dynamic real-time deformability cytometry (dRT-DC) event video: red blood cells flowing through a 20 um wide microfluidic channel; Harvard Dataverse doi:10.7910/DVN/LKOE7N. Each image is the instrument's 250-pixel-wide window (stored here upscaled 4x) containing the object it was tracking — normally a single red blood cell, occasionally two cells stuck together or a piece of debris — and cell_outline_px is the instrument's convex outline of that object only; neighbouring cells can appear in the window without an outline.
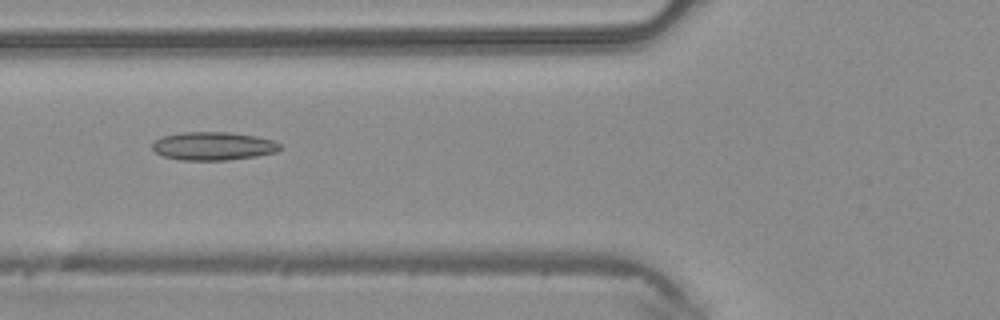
{"species": "common noctule bat (a hibernating species)", "species_latin": "Nyctalus noctula", "temperature_condition": "warm", "stored_images_in_passage": 35, "camera_frame_rate_fps": 3000, "um_per_image_px": 0.085, "animal": {"sex": "male", "body_mass_g": 20.4}, "frame": {"image": 1, "passage_image": 6, "time_ms": 1.667, "image_size_px": [1000, 320], "cell_outline_px": [[280, 148], [276, 152], [256, 156], [228, 160], [180, 160], [164, 156], [156, 152], [152, 148], [152, 144], [156, 140], [164, 136], [184, 132], [228, 132], [256, 136], [272, 140], [280, 144]], "centroid_in_image_um": [18.13, 12.42], "position_along_channel_um": 107.7, "area_um2": 20.87}}
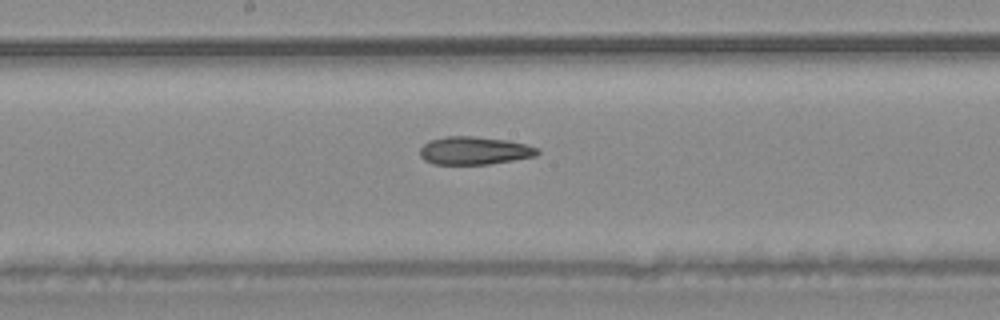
{"frame": {"image": 2, "passage_image": 13, "time_ms": 4.0, "image_size_px": [1000, 320], "cell_outline_px": [[540, 152], [536, 156], [488, 164], [432, 164], [424, 160], [420, 156], [420, 148], [428, 140], [444, 136], [472, 136], [508, 140], [540, 148]], "centroid_in_image_um": [40.3, 12.8], "position_along_channel_um": 207.9, "area_um2": 19.25}}
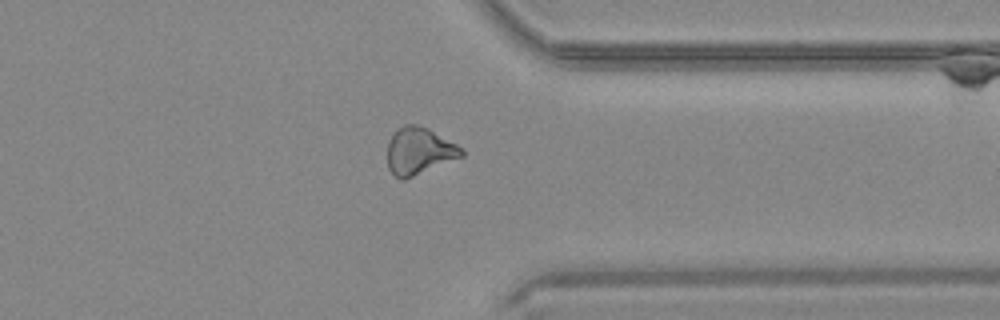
{"frame": {"image": 3, "passage_image": 25, "time_ms": 8.0, "image_size_px": [1000, 320], "cell_outline_px": [[464, 156], [404, 180], [400, 180], [388, 168], [388, 140], [404, 124], [420, 124], [428, 128], [464, 148]], "centroid_in_image_um": [35.65, 12.84], "position_along_channel_um": 375.8, "area_um2": 20.35}}